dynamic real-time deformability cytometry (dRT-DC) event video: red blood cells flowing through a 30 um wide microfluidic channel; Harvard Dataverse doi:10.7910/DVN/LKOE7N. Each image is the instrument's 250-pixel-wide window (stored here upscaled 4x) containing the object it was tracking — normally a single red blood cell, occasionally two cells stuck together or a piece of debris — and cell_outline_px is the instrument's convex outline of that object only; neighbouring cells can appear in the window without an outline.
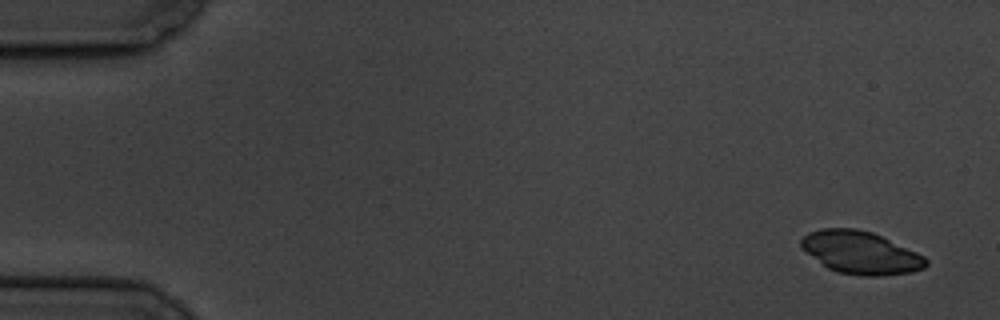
{"species": "common noctule bat (a hibernating species)", "species_latin": "Nyctalus noctula", "temperature_condition": "cold", "stored_images_in_passage": 5, "camera_frame_rate_fps": 3000, "um_per_image_px": 0.085, "animal": {"sex": "male", "body_mass_g": 19.5, "forearm_length_mm": 54.6}, "frame": {"image": 1, "passage_image": 1, "time_ms": 0.0, "image_size_px": [1000, 320], "cell_outline_px": [[928, 264], [924, 268], [912, 272], [880, 276], [860, 276], [836, 272], [828, 268], [808, 252], [800, 244], [800, 240], [808, 232], [820, 228], [856, 228], [872, 232], [916, 252], [924, 256], [928, 260]], "centroid_in_image_um": [73.17, 21.47], "position_along_channel_um": 11.8, "area_um2": 30.81}}